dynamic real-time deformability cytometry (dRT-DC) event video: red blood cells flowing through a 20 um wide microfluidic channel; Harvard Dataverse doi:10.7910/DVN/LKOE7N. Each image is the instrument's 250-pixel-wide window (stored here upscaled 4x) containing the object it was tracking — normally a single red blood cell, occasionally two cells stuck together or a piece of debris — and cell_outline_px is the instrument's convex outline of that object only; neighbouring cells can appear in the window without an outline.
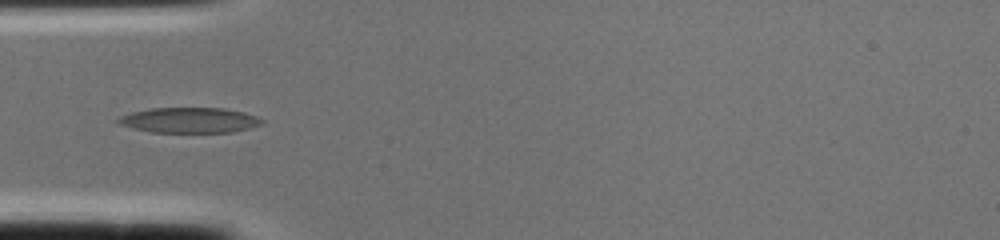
{"species": "common noctule bat (a hibernating species)", "species_latin": "Nyctalus noctula", "temperature_condition": "cold", "stored_images_in_passage": 1, "camera_frame_rate_fps": 3000, "um_per_image_px": 0.085, "animal": {"sex": "female", "body_mass_g": 22.0, "forearm_length_mm": 56.7}, "frame": {"image": 1, "passage_image": 1, "time_ms": 0.0, "image_size_px": [1000, 240], "cell_outline_px": [[264, 124], [252, 128], [232, 132], [152, 132], [120, 124], [116, 120], [120, 116], [132, 112], [148, 108], [224, 108], [244, 112], [256, 116], [264, 120]], "centroid_in_image_um": [16.17, 10.21], "position_along_channel_um": 68.8, "area_um2": 21.21}}